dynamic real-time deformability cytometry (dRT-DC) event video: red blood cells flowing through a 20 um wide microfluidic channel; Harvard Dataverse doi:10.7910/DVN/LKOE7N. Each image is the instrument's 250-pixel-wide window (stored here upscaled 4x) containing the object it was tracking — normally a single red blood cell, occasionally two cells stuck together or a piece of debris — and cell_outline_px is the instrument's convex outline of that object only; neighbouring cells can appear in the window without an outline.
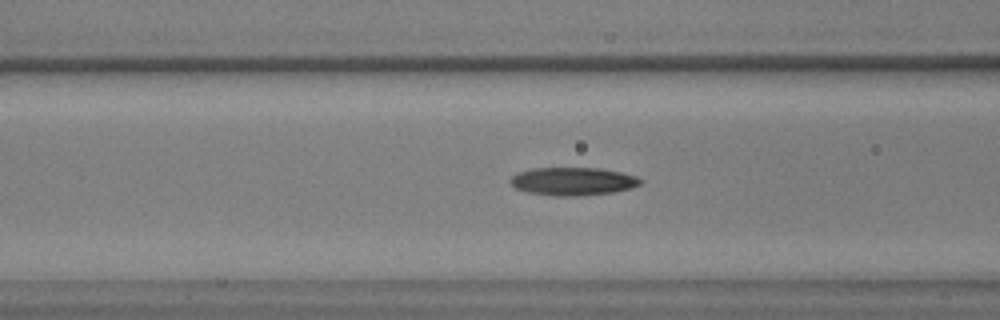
{"species": "common noctule bat (a hibernating species)", "species_latin": "Nyctalus noctula", "temperature_condition": "warm", "stored_images_in_passage": 55, "camera_frame_rate_fps": 3000, "um_per_image_px": 0.085, "animal": {"sex": "male", "body_mass_g": 17.9, "forearm_length_mm": 54.2}, "frame": {"image": 1, "passage_image": 22, "time_ms": 7.0, "image_size_px": [1000, 320], "cell_outline_px": [[644, 180], [640, 184], [632, 188], [612, 192], [576, 196], [552, 196], [528, 192], [516, 188], [508, 180], [512, 176], [520, 172], [532, 168], [600, 168], [620, 172], [636, 176]], "centroid_in_image_um": [48.71, 15.41], "position_along_channel_um": 117.9, "area_um2": 21.21}}
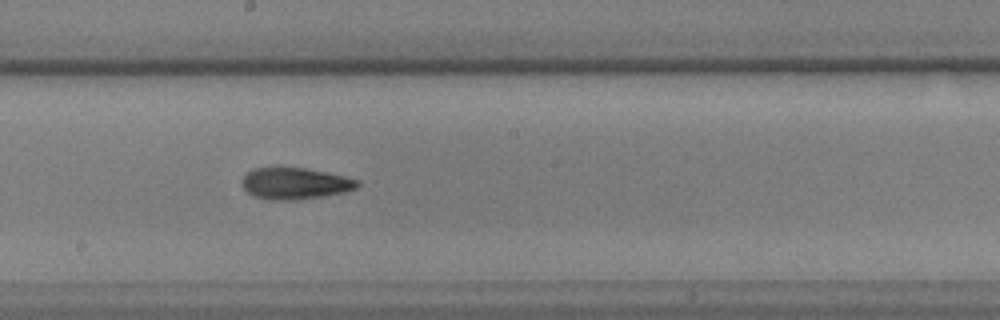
{"frame": {"image": 2, "passage_image": 31, "time_ms": 10.0, "image_size_px": [1000, 320], "cell_outline_px": [[360, 184], [356, 188], [344, 192], [324, 196], [292, 200], [272, 200], [252, 196], [240, 184], [240, 180], [248, 172], [256, 168], [276, 164], [304, 168], [328, 172], [360, 180]], "centroid_in_image_um": [25.03, 15.55], "position_along_channel_um": 223.2, "area_um2": 21.91}}
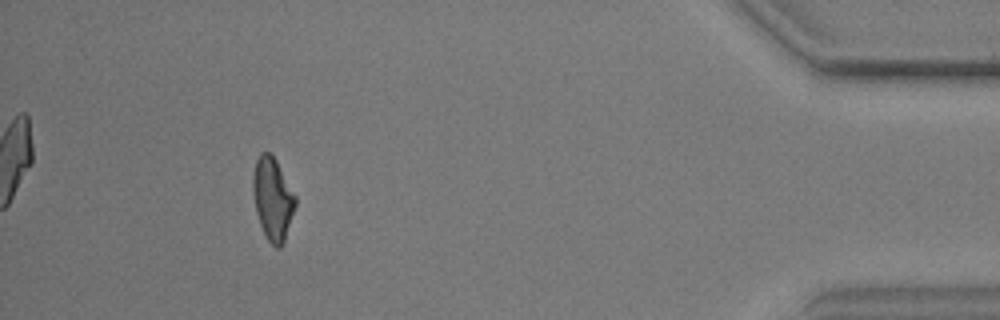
{"frame": {"image": 3, "passage_image": 52, "time_ms": 17.0, "image_size_px": [1000, 320], "cell_outline_px": [[296, 204], [284, 244], [280, 248], [276, 248], [268, 240], [260, 224], [256, 212], [252, 192], [252, 176], [256, 160], [260, 152], [272, 152], [296, 196]], "centroid_in_image_um": [23.17, 16.88], "position_along_channel_um": 412.0, "area_um2": 20.63}}